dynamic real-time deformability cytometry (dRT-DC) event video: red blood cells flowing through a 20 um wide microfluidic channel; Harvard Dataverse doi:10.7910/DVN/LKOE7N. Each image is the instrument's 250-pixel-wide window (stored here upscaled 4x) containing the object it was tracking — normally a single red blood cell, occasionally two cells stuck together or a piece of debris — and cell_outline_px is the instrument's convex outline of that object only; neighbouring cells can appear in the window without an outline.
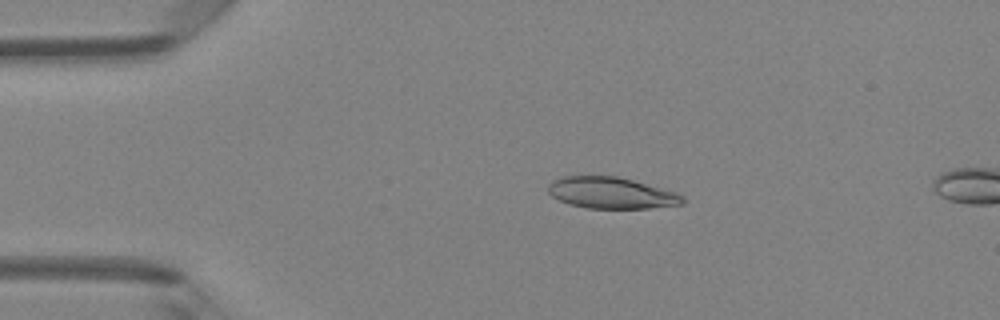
{"species": "Egyptian fruit bat (a non-hibernating species)", "species_latin": "Rousettus aegyptiacus", "temperature_condition": "room temperature", "stored_images_in_passage": 13, "camera_frame_rate_fps": 3000, "um_per_image_px": 0.085, "animal": {"sex": "female"}, "frame": {"image": 1, "passage_image": 10, "time_ms": 3.0, "image_size_px": [1000, 320], "cell_outline_px": [[684, 204], [648, 208], [588, 208], [568, 204], [552, 196], [548, 192], [548, 184], [552, 180], [564, 176], [616, 176], [632, 180], [676, 192], [684, 196]], "centroid_in_image_um": [51.95, 16.4], "position_along_channel_um": 33.1, "area_um2": 24.51}}